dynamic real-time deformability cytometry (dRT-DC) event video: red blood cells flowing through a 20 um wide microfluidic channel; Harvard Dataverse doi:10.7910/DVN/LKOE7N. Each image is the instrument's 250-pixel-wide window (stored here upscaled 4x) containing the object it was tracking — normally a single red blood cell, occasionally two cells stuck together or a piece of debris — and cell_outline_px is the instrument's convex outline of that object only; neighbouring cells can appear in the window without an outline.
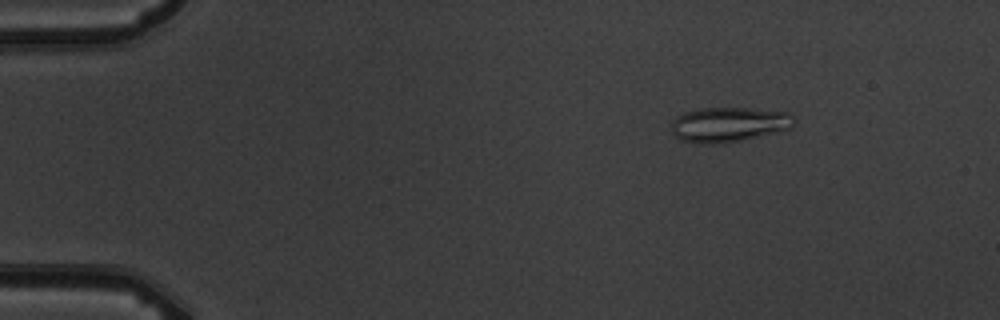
{"species": "common noctule bat (a hibernating species)", "species_latin": "Nyctalus noctula", "temperature_condition": "warm", "stored_images_in_passage": 7, "camera_frame_rate_fps": 3000, "um_per_image_px": 0.085, "animal": {"sex": "male", "body_mass_g": 19.5, "forearm_length_mm": 54.6}, "frame": {"image": 1, "passage_image": 3, "time_ms": 2.0, "image_size_px": [1000, 320], "cell_outline_px": [[796, 120], [792, 128], [740, 140], [680, 140], [672, 132], [672, 124], [676, 116], [684, 112], [700, 108], [748, 108], [788, 112]], "centroid_in_image_um": [62.01, 10.51], "position_along_channel_um": 23.0, "area_um2": 23.76}}
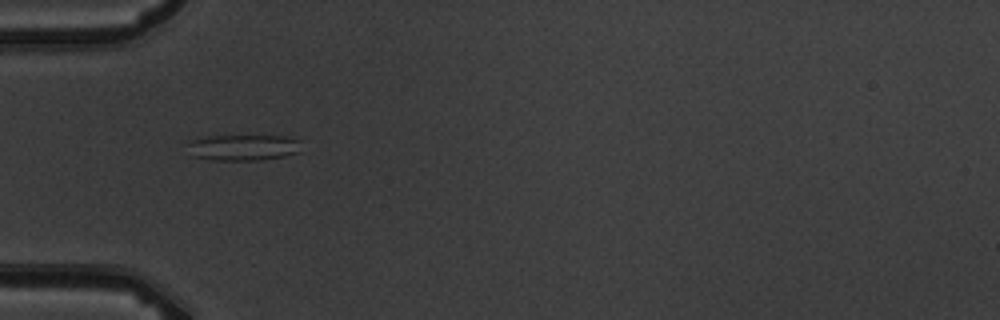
{"frame": {"image": 2, "passage_image": 5, "time_ms": 5.333, "image_size_px": [1000, 320], "cell_outline_px": [[300, 152], [284, 156], [260, 160], [212, 160], [192, 156], [188, 144], [192, 140], [208, 136], [284, 136], [300, 140]], "centroid_in_image_um": [20.7, 12.54], "position_along_channel_um": 64.3, "area_um2": 17.17}}
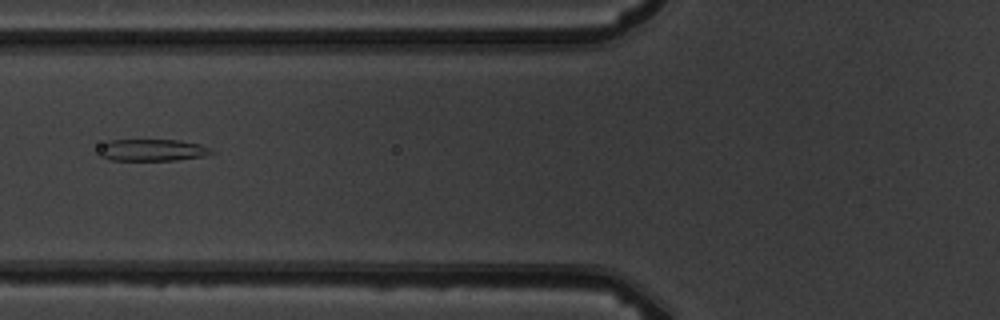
{"frame": {"image": 3, "passage_image": 6, "time_ms": 6.667, "image_size_px": [1000, 320], "cell_outline_px": [[216, 152], [204, 156], [176, 160], [108, 160], [96, 156], [92, 152], [100, 144], [108, 140], [180, 140], [200, 144]], "centroid_in_image_um": [12.77, 12.76], "position_along_channel_um": 113.0, "area_um2": 14.85}}